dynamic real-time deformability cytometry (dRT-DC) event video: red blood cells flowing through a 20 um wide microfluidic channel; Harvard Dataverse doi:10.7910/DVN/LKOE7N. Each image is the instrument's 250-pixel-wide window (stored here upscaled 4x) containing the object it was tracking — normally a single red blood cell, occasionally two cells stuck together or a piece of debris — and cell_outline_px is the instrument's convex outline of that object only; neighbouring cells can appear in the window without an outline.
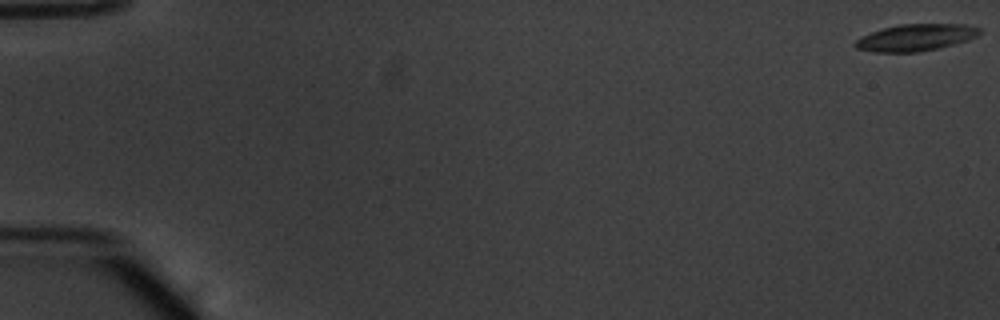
{"species": "common noctule bat (a hibernating species)", "species_latin": "Nyctalus noctula", "temperature_condition": "warm", "stored_images_in_passage": 12, "camera_frame_rate_fps": 3000, "um_per_image_px": 0.085, "animal": {"sex": "male", "body_mass_g": 20.1, "forearm_length_mm": 53.5}, "frame": {"image": 1, "passage_image": 1, "time_ms": 0.0, "image_size_px": [1000, 320], "cell_outline_px": [[980, 32], [976, 36], [968, 40], [936, 48], [916, 52], [876, 52], [856, 48], [856, 40], [872, 32], [884, 28], [900, 24], [964, 24], [980, 28]], "centroid_in_image_um": [77.85, 3.18], "position_along_channel_um": 7.1, "area_um2": 18.96}}